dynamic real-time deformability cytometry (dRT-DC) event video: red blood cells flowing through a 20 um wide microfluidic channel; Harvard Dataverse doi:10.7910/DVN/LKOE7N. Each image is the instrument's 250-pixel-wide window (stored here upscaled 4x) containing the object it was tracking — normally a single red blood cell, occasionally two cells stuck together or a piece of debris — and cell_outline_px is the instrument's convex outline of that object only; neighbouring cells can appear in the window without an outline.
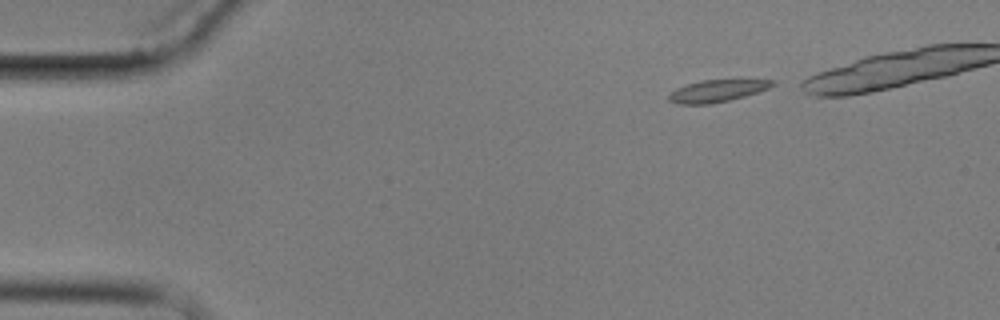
{"species": "common noctule bat (a hibernating species)", "species_latin": "Nyctalus noctula", "temperature_condition": "cold", "stored_images_in_passage": 11, "camera_frame_rate_fps": 3000, "um_per_image_px": 0.085, "animal": {"sex": "male", "body_mass_g": 17.9}, "frame": {"image": 1, "passage_image": 1, "time_ms": 0.0, "image_size_px": [1000, 320], "cell_outline_px": [[776, 84], [768, 88], [744, 96], [712, 104], [676, 104], [668, 100], [668, 96], [676, 88], [700, 80], [776, 80]], "centroid_in_image_um": [60.93, 7.73], "position_along_channel_um": 24.1, "area_um2": 13.18}}
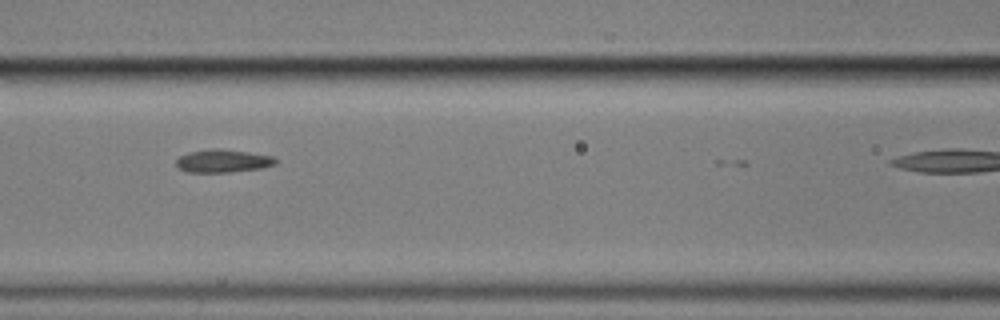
{"frame": {"image": 2, "passage_image": 5, "time_ms": 5.667, "image_size_px": [1000, 320], "cell_outline_px": [[276, 164], [264, 168], [228, 172], [188, 172], [176, 168], [176, 160], [180, 156], [188, 152], [216, 148], [248, 152], [272, 156], [276, 160]], "centroid_in_image_um": [18.93, 13.69], "position_along_channel_um": 147.7, "area_um2": 13.29}}
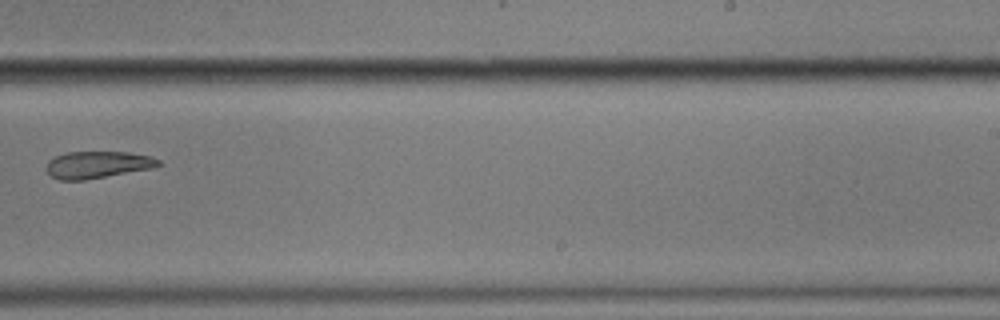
{"frame": {"image": 3, "passage_image": 11, "time_ms": 12.667, "image_size_px": [1000, 320], "cell_outline_px": [[160, 164], [152, 168], [84, 180], [60, 180], [52, 176], [44, 168], [48, 160], [64, 152], [128, 152], [148, 156], [160, 160]], "centroid_in_image_um": [8.23, 13.99], "position_along_channel_um": 280.8, "area_um2": 17.51}}